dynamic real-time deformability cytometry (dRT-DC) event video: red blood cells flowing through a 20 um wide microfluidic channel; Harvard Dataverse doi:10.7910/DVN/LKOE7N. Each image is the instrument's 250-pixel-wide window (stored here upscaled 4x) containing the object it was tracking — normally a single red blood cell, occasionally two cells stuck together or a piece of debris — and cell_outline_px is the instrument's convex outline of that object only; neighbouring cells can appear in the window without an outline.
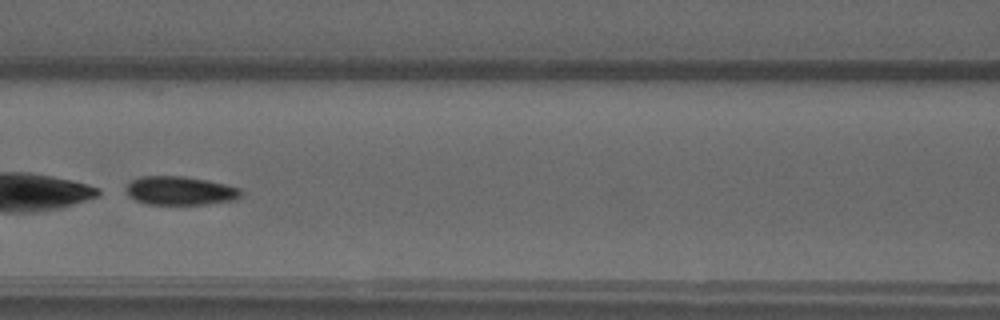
{"species": "common noctule bat (a hibernating species)", "species_latin": "Nyctalus noctula", "temperature_condition": "warm", "stored_images_in_passage": 25, "segment_of_instrument_passage": [2, 2], "camera_frame_rate_fps": 3000, "um_per_image_px": 0.085, "animal": {"sex": "male", "forearm_length_mm": 52.5}, "frame": {"image": 1, "passage_image": 14, "time_ms": 4.333, "image_size_px": [1000, 320], "cell_outline_px": [[244, 192], [236, 200], [208, 204], [144, 204], [128, 196], [124, 188], [132, 180], [140, 176], [184, 176], [208, 180], [228, 184], [240, 188]], "centroid_in_image_um": [15.33, 16.21], "position_along_channel_um": 151.3, "area_um2": 19.54}}
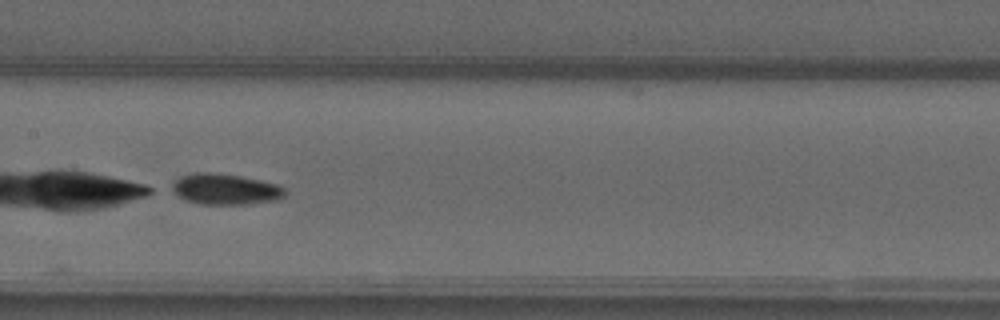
{"frame": {"image": 2, "passage_image": 17, "time_ms": 5.333, "image_size_px": [1000, 320], "cell_outline_px": [[284, 196], [280, 200], [248, 204], [200, 204], [188, 200], [180, 196], [168, 188], [172, 180], [180, 176], [196, 172], [208, 172], [240, 176], [280, 184], [284, 188]], "centroid_in_image_um": [19.13, 16.07], "position_along_channel_um": 188.3, "area_um2": 20.52}}